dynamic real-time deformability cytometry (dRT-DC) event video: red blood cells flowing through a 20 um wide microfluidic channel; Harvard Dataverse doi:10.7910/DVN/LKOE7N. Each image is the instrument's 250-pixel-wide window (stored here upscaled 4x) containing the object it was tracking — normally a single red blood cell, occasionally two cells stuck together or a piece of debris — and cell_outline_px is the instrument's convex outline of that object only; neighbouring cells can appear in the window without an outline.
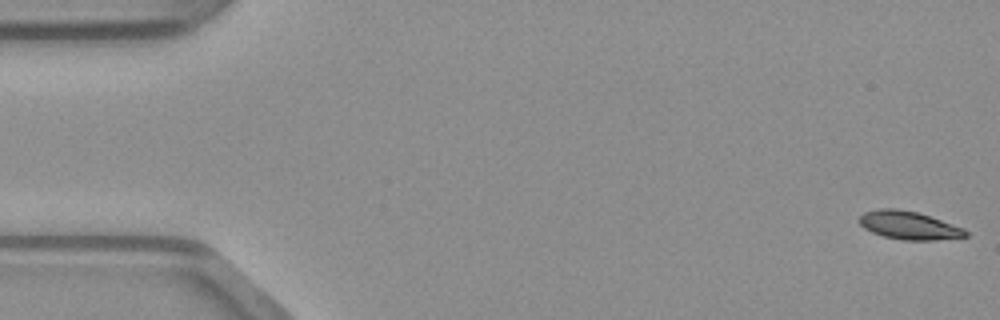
{"species": "common noctule bat (a hibernating species)", "species_latin": "Nyctalus noctula", "temperature_condition": "warm", "stored_images_in_passage": 49, "camera_frame_rate_fps": 3000, "um_per_image_px": 0.085, "animal": {"sex": "male", "body_mass_g": 23.1, "forearm_length_mm": 52.7}, "frame": {"image": 1, "passage_image": 1, "time_ms": 0.0, "image_size_px": [1000, 320], "cell_outline_px": [[968, 236], [936, 240], [904, 240], [884, 236], [872, 232], [864, 228], [860, 224], [860, 216], [864, 212], [880, 208], [896, 208], [916, 212], [964, 228], [968, 232]], "centroid_in_image_um": [77.25, 19.15], "position_along_channel_um": 7.8, "area_um2": 17.22}}
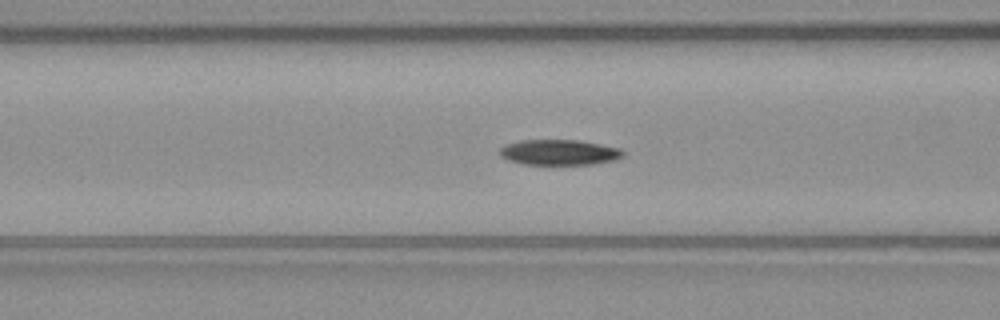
{"frame": {"image": 2, "passage_image": 19, "time_ms": 6.0, "image_size_px": [1000, 320], "cell_outline_px": [[624, 156], [612, 160], [592, 164], [524, 164], [508, 160], [500, 156], [500, 148], [504, 144], [520, 140], [580, 140], [620, 148], [624, 152]], "centroid_in_image_um": [47.51, 12.94], "position_along_channel_um": 119.1, "area_um2": 18.26}}
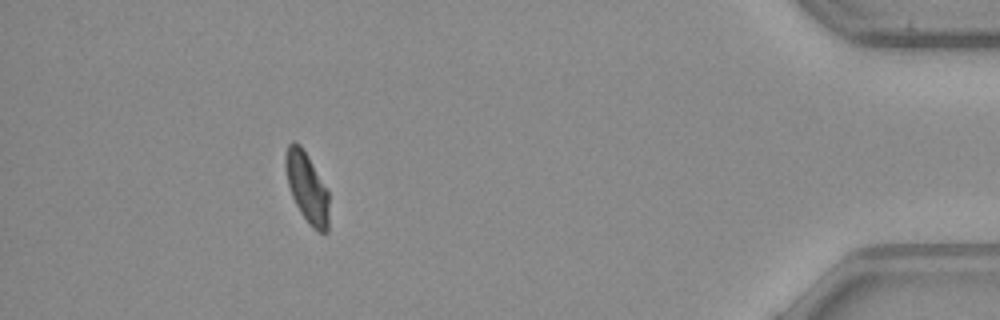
{"frame": {"image": 3, "passage_image": 44, "time_ms": 14.333, "image_size_px": [1000, 320], "cell_outline_px": [[328, 232], [320, 232], [312, 228], [300, 212], [292, 196], [288, 184], [284, 164], [284, 156], [288, 144], [292, 140], [300, 144], [308, 156], [328, 192]], "centroid_in_image_um": [26.06, 15.92], "position_along_channel_um": 409.1, "area_um2": 17.63}}